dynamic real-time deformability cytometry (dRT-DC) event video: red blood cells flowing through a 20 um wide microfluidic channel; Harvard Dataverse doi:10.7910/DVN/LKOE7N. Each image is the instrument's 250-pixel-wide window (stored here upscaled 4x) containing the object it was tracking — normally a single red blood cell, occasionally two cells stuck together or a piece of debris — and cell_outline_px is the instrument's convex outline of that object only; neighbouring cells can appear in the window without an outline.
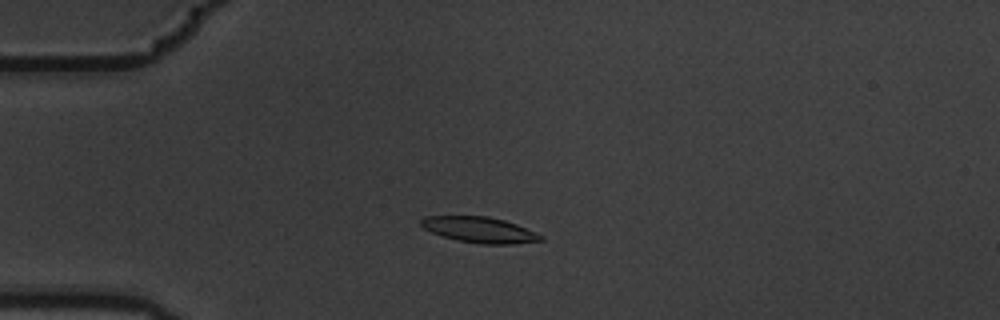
{"species": "common noctule bat (a hibernating species)", "species_latin": "Nyctalus noctula", "temperature_condition": "warm", "stored_images_in_passage": 5, "camera_frame_rate_fps": 3000, "um_per_image_px": 0.085, "animal": {"sex": "male", "body_mass_g": 19.5, "forearm_length_mm": 54.6}, "frame": {"image": 1, "passage_image": 4, "time_ms": 1.0, "image_size_px": [1000, 320], "cell_outline_px": [[544, 240], [512, 244], [480, 244], [456, 240], [432, 232], [424, 228], [420, 224], [420, 220], [424, 216], [488, 216], [504, 220], [516, 224], [536, 232], [544, 236]], "centroid_in_image_um": [40.78, 19.53], "position_along_channel_um": 44.2, "area_um2": 17.98}}